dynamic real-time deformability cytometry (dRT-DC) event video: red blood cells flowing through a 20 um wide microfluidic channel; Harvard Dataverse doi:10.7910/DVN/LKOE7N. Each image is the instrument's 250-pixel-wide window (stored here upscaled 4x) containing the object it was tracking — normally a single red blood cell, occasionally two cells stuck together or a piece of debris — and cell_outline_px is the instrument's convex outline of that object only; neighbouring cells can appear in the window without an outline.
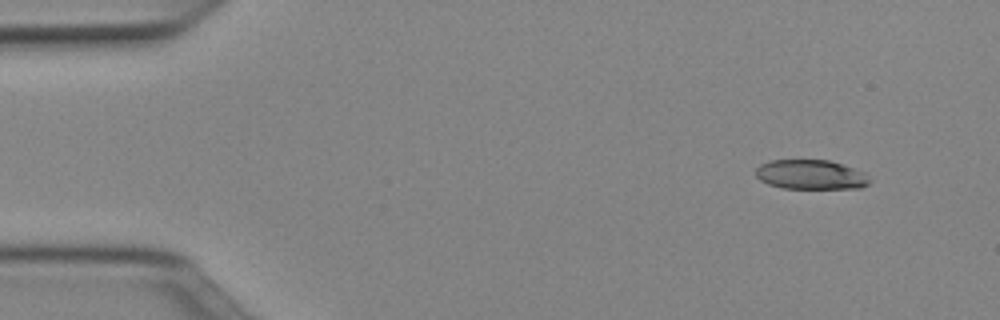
{"species": "Egyptian fruit bat (a non-hibernating species)", "species_latin": "Rousettus aegyptiacus", "temperature_condition": "cold", "stored_images_in_passage": 47, "camera_frame_rate_fps": 3000, "um_per_image_px": 0.085, "animal": {"sex": "female"}, "frame": {"image": 1, "passage_image": 1, "time_ms": 0.0, "image_size_px": [1000, 320], "cell_outline_px": [[872, 180], [868, 184], [860, 188], [784, 188], [768, 184], [760, 180], [756, 176], [756, 168], [760, 164], [772, 160], [828, 160], [864, 172]], "centroid_in_image_um": [68.91, 14.84], "position_along_channel_um": 16.1, "area_um2": 19.48}}
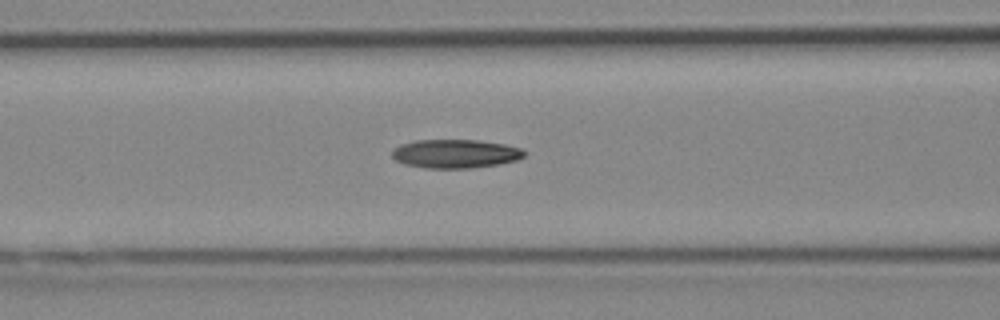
{"frame": {"image": 2, "passage_image": 17, "time_ms": 5.333, "image_size_px": [1000, 320], "cell_outline_px": [[524, 156], [516, 160], [500, 164], [472, 168], [424, 168], [404, 164], [396, 160], [392, 156], [392, 148], [400, 144], [416, 140], [476, 140], [504, 144], [520, 148], [524, 152]], "centroid_in_image_um": [38.66, 13.07], "position_along_channel_um": 127.9, "area_um2": 22.14}}
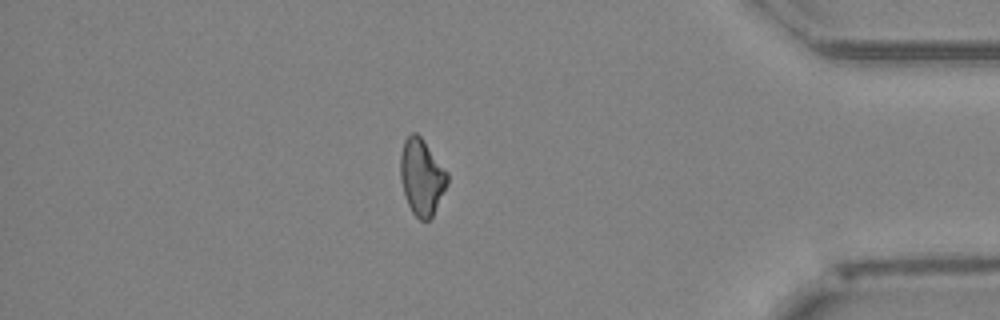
{"frame": {"image": 3, "passage_image": 40, "time_ms": 13.0, "image_size_px": [1000, 320], "cell_outline_px": [[448, 184], [432, 216], [428, 220], [420, 220], [412, 212], [408, 204], [400, 180], [400, 156], [404, 140], [412, 132], [416, 132], [420, 136], [448, 172]], "centroid_in_image_um": [35.84, 15.04], "position_along_channel_um": 399.4, "area_um2": 20.75}, "authors_computed_cell_mechanics": {"area_um2": 21.4438, "velocity_mm_per_s": 4.0055, "shape_relaxation_time_tau1_ms": 6.3426, "shape_relaxation_time_tau2_ms": 7.841, "deformation_change_tau1": 0.1705, "deformation_change_tau2": 0.1903}}